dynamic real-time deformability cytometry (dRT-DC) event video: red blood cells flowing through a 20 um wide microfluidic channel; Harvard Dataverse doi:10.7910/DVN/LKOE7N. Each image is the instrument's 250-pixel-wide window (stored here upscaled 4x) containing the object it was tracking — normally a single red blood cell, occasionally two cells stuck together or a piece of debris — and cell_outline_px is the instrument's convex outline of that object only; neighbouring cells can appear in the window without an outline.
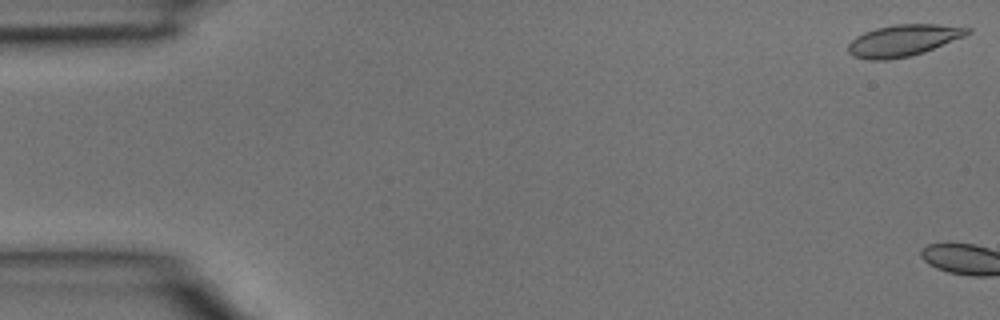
{"species": "common noctule bat (a hibernating species)", "species_latin": "Nyctalus noctula", "temperature_condition": "room temperature", "stored_images_in_passage": 5, "camera_frame_rate_fps": 3000, "um_per_image_px": 0.085, "animal": {"sex": "male", "body_mass_g": 15.6}, "frame": {"image": 1, "passage_image": 1, "time_ms": 0.0, "image_size_px": [1000, 320], "cell_outline_px": [[972, 32], [964, 36], [924, 52], [908, 56], [884, 60], [868, 60], [852, 56], [848, 52], [848, 44], [856, 36], [864, 32], [876, 28], [892, 24], [936, 24], [972, 28]], "centroid_in_image_um": [76.75, 3.43], "position_along_channel_um": 8.2, "area_um2": 21.91}}
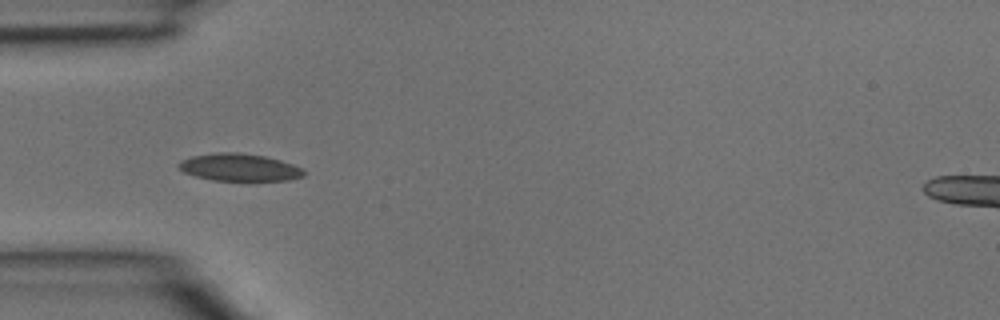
{"frame": {"image": 2, "passage_image": 5, "time_ms": 1.333, "image_size_px": [1000, 320], "cell_outline_px": [[304, 176], [288, 180], [212, 180], [196, 176], [184, 172], [176, 168], [176, 164], [180, 160], [192, 156], [220, 152], [240, 152], [264, 156], [280, 160], [292, 164], [300, 168], [304, 172]], "centroid_in_image_um": [20.28, 14.22], "position_along_channel_um": 64.7, "area_um2": 19.88}}